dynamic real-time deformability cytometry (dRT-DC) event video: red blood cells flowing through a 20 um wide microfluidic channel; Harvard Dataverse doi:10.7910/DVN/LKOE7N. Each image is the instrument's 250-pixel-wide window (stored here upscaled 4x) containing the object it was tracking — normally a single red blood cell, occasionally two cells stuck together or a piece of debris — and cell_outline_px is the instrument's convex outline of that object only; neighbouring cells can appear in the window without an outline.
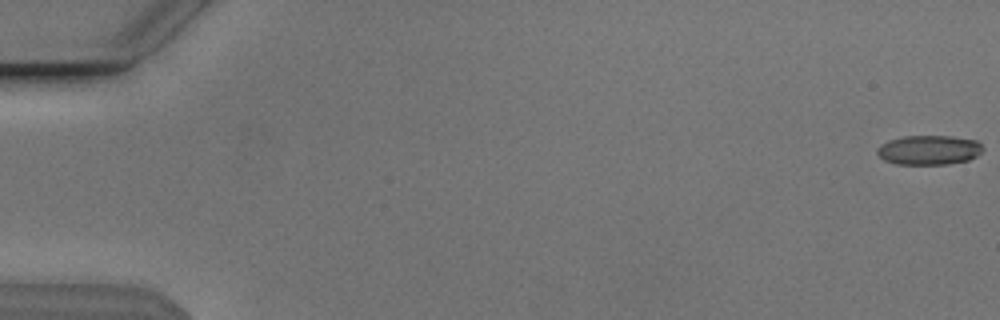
{"species": "Egyptian fruit bat (a non-hibernating species)", "species_latin": "Rousettus aegyptiacus", "temperature_condition": "cold", "stored_images_in_passage": 54, "camera_frame_rate_fps": 3000, "um_per_image_px": 0.085, "animal": {"sex": "male"}, "frame": {"image": 1, "passage_image": 1, "time_ms": 0.0, "image_size_px": [1000, 320], "cell_outline_px": [[984, 148], [976, 156], [968, 160], [948, 164], [896, 164], [884, 160], [876, 152], [876, 148], [880, 144], [888, 140], [904, 136], [952, 136], [976, 140]], "centroid_in_image_um": [78.93, 12.74], "position_along_channel_um": 6.1, "area_um2": 18.21}}
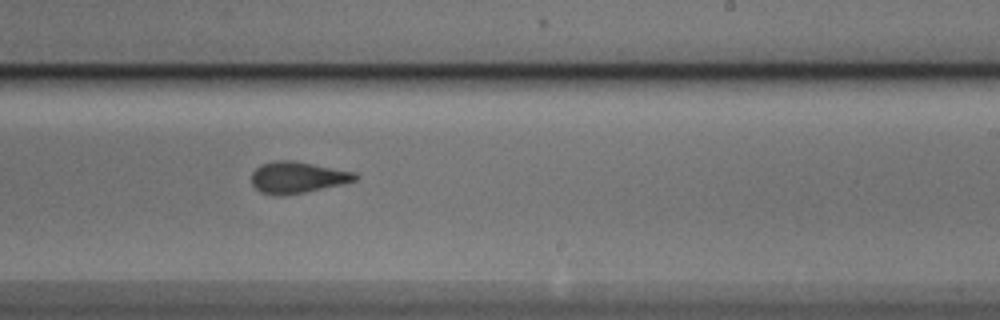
{"frame": {"image": 2, "passage_image": 34, "time_ms": 11.0, "image_size_px": [1000, 320], "cell_outline_px": [[360, 176], [356, 180], [344, 184], [284, 196], [276, 196], [260, 192], [252, 184], [252, 172], [260, 164], [272, 160], [292, 160], [356, 172]], "centroid_in_image_um": [25.28, 15.08], "position_along_channel_um": 263.7, "area_um2": 19.25}}
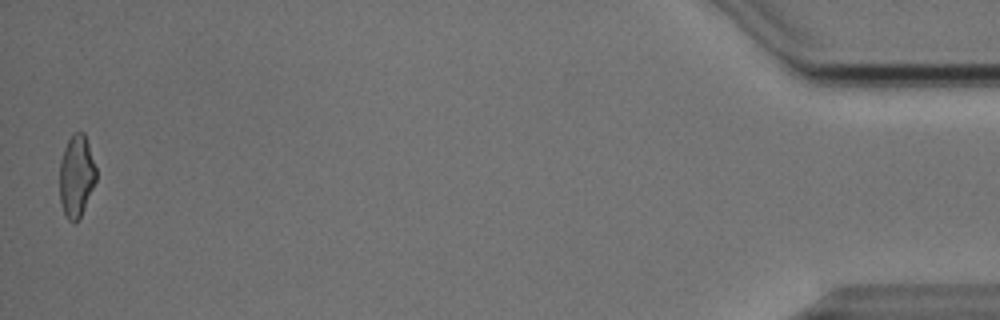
{"frame": {"image": 3, "passage_image": 54, "time_ms": 17.667, "image_size_px": [1000, 320], "cell_outline_px": [[96, 180], [84, 208], [76, 224], [72, 224], [68, 220], [64, 212], [60, 200], [60, 160], [64, 148], [68, 140], [76, 132], [84, 132], [96, 168]], "centroid_in_image_um": [6.49, 14.99], "position_along_channel_um": 428.7, "area_um2": 17.28}, "authors_computed_cell_mechanics": {"area_um2": 18.9006, "velocity_mm_per_s": 3.8409, "shape_relaxation_time_tau1_ms": 7.5538, "shape_relaxation_time_tau2_ms": 1.8101, "deformation_change_tau1": 0.1684, "deformation_change_tau2": 0.0717}}